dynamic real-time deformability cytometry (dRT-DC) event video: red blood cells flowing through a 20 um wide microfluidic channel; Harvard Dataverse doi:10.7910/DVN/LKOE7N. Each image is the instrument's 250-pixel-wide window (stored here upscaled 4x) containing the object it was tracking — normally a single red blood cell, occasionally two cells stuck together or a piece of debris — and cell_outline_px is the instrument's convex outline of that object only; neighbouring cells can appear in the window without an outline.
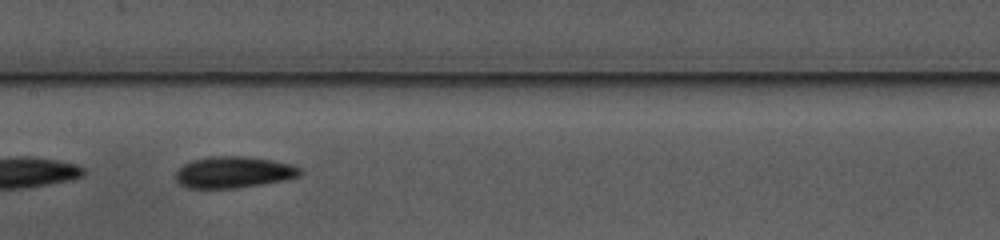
{"species": "common noctule bat (a hibernating species)", "species_latin": "Nyctalus noctula", "temperature_condition": "warm", "stored_images_in_passage": 18, "camera_frame_rate_fps": 3000, "um_per_image_px": 0.085, "animal": {"sex": "female", "body_mass_g": 10.0, "forearm_length_mm": 53.1}, "frame": {"image": 1, "passage_image": 13, "time_ms": 4.0, "image_size_px": [1000, 240], "cell_outline_px": [[300, 176], [284, 180], [236, 188], [188, 188], [180, 184], [176, 180], [176, 172], [184, 164], [192, 160], [212, 156], [244, 156], [272, 160], [288, 164], [300, 168]], "centroid_in_image_um": [19.83, 14.64], "position_along_channel_um": 187.6, "area_um2": 22.54}}